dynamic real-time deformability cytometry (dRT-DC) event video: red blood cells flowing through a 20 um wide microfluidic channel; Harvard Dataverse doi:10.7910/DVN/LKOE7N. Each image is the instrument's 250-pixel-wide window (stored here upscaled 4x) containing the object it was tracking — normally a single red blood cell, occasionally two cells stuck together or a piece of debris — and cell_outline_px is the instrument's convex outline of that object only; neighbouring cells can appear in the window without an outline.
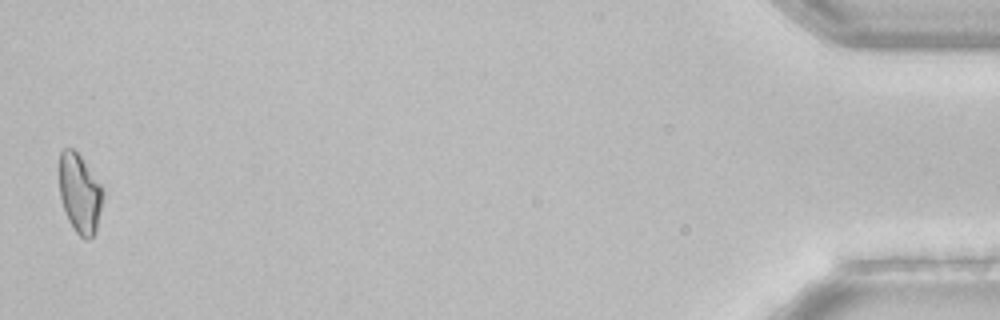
{"species": "common noctule bat (a hibernating species)", "species_latin": "Nyctalus noctula", "temperature_condition": "room temperature", "stored_images_in_passage": 40, "camera_frame_rate_fps": 3000, "um_per_image_px": 0.085, "animal": {"sex": "female", "body_mass_g": 22.7, "forearm_length_mm": 54.2}, "frame": {"image": 1, "passage_image": 40, "time_ms": 13.0, "image_size_px": [1000, 320], "cell_outline_px": [[104, 196], [96, 232], [88, 240], [84, 240], [76, 232], [68, 220], [60, 196], [60, 152], [64, 148], [72, 148], [80, 156], [104, 188]], "centroid_in_image_um": [6.81, 16.47], "position_along_channel_um": 428.4, "area_um2": 20.17}, "authors_computed_cell_mechanics": {"area_um2": 20.808, "velocity_mm_per_s": 3.85, "shape_relaxation_time_tau1_ms": 3.7875, "shape_relaxation_time_tau2_ms": null, "deformation_change_tau1": 0.1208, "deformation_change_tau2": null}}